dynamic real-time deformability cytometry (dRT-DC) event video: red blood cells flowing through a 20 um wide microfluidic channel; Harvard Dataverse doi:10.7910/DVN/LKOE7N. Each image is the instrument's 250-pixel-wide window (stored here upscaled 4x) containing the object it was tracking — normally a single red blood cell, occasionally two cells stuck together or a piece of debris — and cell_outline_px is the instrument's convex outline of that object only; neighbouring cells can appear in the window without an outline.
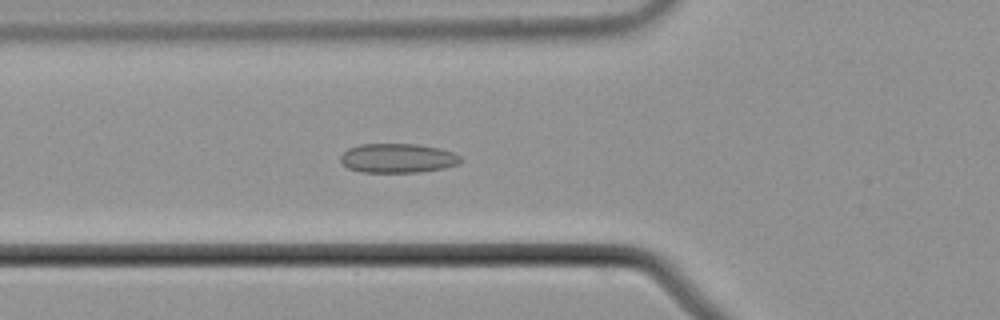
{"species": "common noctule bat (a hibernating species)", "species_latin": "Nyctalus noctula", "temperature_condition": "cold", "stored_images_in_passage": 56, "camera_frame_rate_fps": 3000, "um_per_image_px": 0.085, "animal": {"sex": "male", "body_mass_g": 21.5, "forearm_length_mm": 52.0}, "frame": {"image": 1, "passage_image": 21, "time_ms": 6.667, "image_size_px": [1000, 320], "cell_outline_px": [[464, 160], [460, 164], [444, 168], [420, 172], [360, 172], [348, 168], [340, 164], [340, 156], [348, 148], [360, 144], [416, 144], [440, 148], [452, 152], [460, 156]], "centroid_in_image_um": [33.81, 13.45], "position_along_channel_um": 92.0, "area_um2": 20.75}}
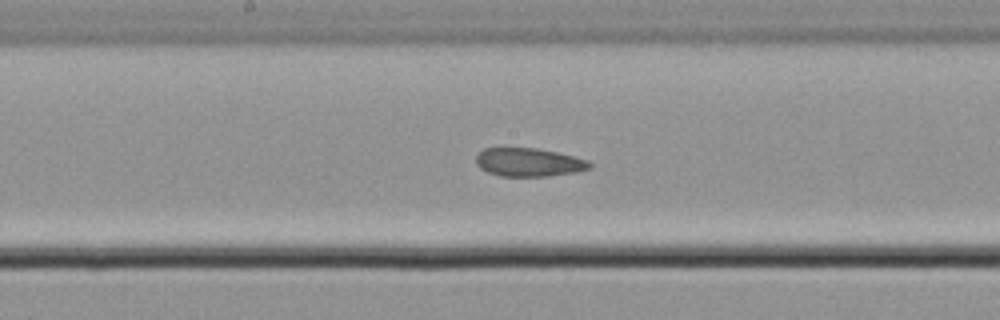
{"frame": {"image": 2, "passage_image": 30, "time_ms": 9.667, "image_size_px": [1000, 320], "cell_outline_px": [[592, 168], [576, 172], [548, 176], [500, 176], [488, 172], [480, 168], [476, 164], [476, 156], [484, 148], [536, 148], [556, 152], [588, 160], [592, 164]], "centroid_in_image_um": [44.95, 13.8], "position_along_channel_um": 203.2, "area_um2": 18.79}}
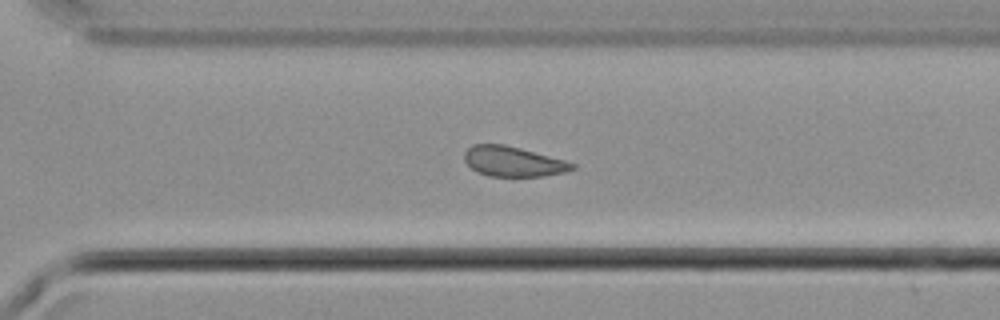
{"frame": {"image": 3, "passage_image": 40, "time_ms": 13.0, "image_size_px": [1000, 320], "cell_outline_px": [[576, 168], [568, 172], [544, 176], [488, 176], [476, 172], [464, 160], [464, 152], [472, 144], [504, 144], [520, 148], [564, 160], [576, 164]], "centroid_in_image_um": [43.62, 13.73], "position_along_channel_um": 327.0, "area_um2": 18.96}, "authors_computed_cell_mechanics": {"area_um2": 20.0855, "velocity_mm_per_s": 3.7103, "shape_relaxation_time_tau1_ms": null, "shape_relaxation_time_tau2_ms": 3.4151, "deformation_change_tau1": null, "deformation_change_tau2": 0.0936}}